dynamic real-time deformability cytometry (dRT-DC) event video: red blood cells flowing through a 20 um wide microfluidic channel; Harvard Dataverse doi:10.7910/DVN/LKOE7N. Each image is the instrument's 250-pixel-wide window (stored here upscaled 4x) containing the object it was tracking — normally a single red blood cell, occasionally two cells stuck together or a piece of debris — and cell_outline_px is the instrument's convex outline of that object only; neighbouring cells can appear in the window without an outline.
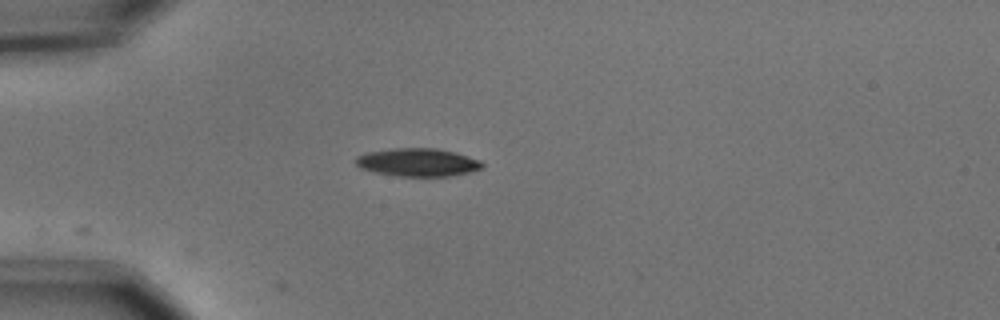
{"species": "common noctule bat (a hibernating species)", "species_latin": "Nyctalus noctula", "temperature_condition": "cold", "stored_images_in_passage": 6, "camera_frame_rate_fps": 3000, "um_per_image_px": 0.085, "animal": {"sex": "male", "body_mass_g": 15.6}, "frame": {"image": 1, "passage_image": 1, "time_ms": 0.0, "image_size_px": [1000, 320], "cell_outline_px": [[484, 168], [472, 172], [452, 176], [396, 176], [372, 172], [360, 168], [356, 164], [356, 156], [368, 152], [396, 148], [436, 148], [452, 152], [480, 160], [484, 164]], "centroid_in_image_um": [35.52, 13.81], "position_along_channel_um": 49.5, "area_um2": 20.75}}